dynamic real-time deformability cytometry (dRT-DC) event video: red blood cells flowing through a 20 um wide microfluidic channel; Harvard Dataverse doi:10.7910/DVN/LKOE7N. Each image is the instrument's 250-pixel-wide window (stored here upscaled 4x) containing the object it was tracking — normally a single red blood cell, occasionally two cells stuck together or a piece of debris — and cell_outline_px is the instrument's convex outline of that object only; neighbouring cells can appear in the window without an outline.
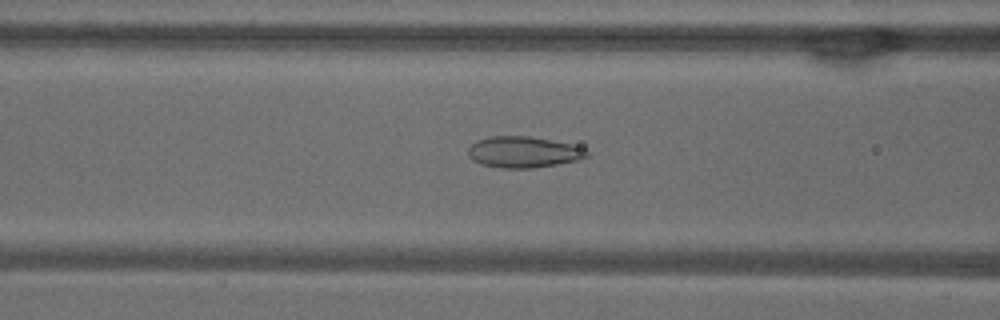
{"species": "common noctule bat (a hibernating species)", "species_latin": "Nyctalus noctula", "temperature_condition": "warm", "stored_images_in_passage": 52, "camera_frame_rate_fps": 3000, "um_per_image_px": 0.085, "animal": {"sex": "male", "body_mass_g": 18.8}, "frame": {"image": 1, "passage_image": 21, "time_ms": 6.667, "image_size_px": [1000, 320], "cell_outline_px": [[592, 152], [588, 156], [580, 160], [532, 168], [500, 168], [480, 164], [472, 160], [468, 156], [468, 148], [476, 140], [492, 136], [528, 136], [572, 144], [584, 148]], "centroid_in_image_um": [44.5, 12.93], "position_along_channel_um": 122.1, "area_um2": 21.73}}
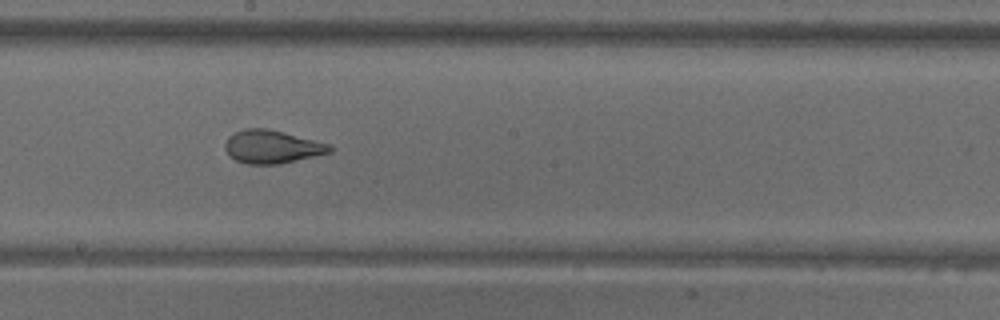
{"frame": {"image": 2, "passage_image": 29, "time_ms": 9.333, "image_size_px": [1000, 320], "cell_outline_px": [[332, 152], [280, 164], [244, 164], [228, 156], [224, 148], [224, 144], [228, 136], [244, 128], [268, 128], [328, 144], [332, 148]], "centroid_in_image_um": [23.06, 12.48], "position_along_channel_um": 225.1, "area_um2": 20.23}}
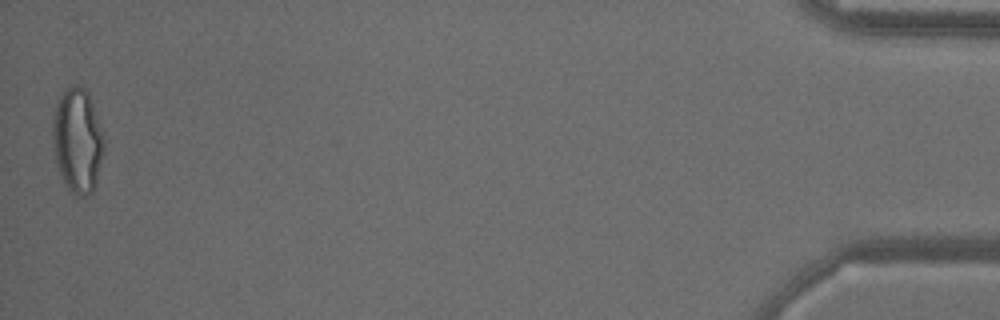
{"frame": {"image": 3, "passage_image": 52, "time_ms": 17.0, "image_size_px": [1000, 320], "cell_outline_px": [[104, 152], [96, 184], [92, 192], [88, 196], [76, 196], [68, 192], [56, 164], [52, 136], [52, 116], [56, 104], [60, 96], [72, 84], [80, 84], [88, 92], [104, 136]], "centroid_in_image_um": [6.58, 11.97], "position_along_channel_um": 428.6, "area_um2": 31.73}, "authors_computed_cell_mechanics": {"area_um2": 24.6228, "velocity_mm_per_s": 3.8562, "shape_relaxation_time_tau1_ms": 8.1083, "shape_relaxation_time_tau2_ms": 1.0212, "deformation_change_tau1": 0.2316, "deformation_change_tau2": 0.0845}}